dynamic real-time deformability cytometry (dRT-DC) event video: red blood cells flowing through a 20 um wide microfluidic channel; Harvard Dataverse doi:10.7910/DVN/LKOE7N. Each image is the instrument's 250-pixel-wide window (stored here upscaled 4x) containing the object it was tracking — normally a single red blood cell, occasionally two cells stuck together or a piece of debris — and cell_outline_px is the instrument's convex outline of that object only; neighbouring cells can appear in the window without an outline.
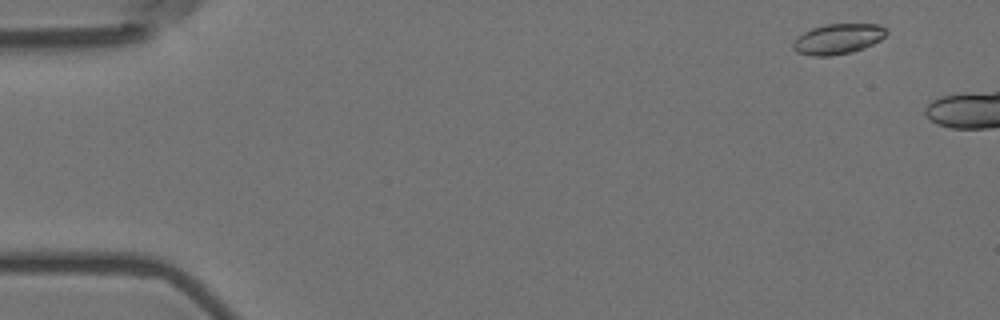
{"species": "Egyptian fruit bat (a non-hibernating species)", "species_latin": "Rousettus aegyptiacus", "temperature_condition": "room temperature", "stored_images_in_passage": 3, "camera_frame_rate_fps": 3000, "um_per_image_px": 0.085, "animal": {"sex": "female"}, "frame": {"image": 1, "passage_image": 1, "time_ms": 0.0, "image_size_px": [1000, 320], "cell_outline_px": [[888, 32], [880, 40], [864, 48], [852, 52], [828, 56], [812, 56], [796, 52], [792, 48], [792, 40], [796, 36], [812, 28], [824, 24], [880, 24], [888, 28]], "centroid_in_image_um": [71.2, 3.3], "position_along_channel_um": 13.8, "area_um2": 16.76}}